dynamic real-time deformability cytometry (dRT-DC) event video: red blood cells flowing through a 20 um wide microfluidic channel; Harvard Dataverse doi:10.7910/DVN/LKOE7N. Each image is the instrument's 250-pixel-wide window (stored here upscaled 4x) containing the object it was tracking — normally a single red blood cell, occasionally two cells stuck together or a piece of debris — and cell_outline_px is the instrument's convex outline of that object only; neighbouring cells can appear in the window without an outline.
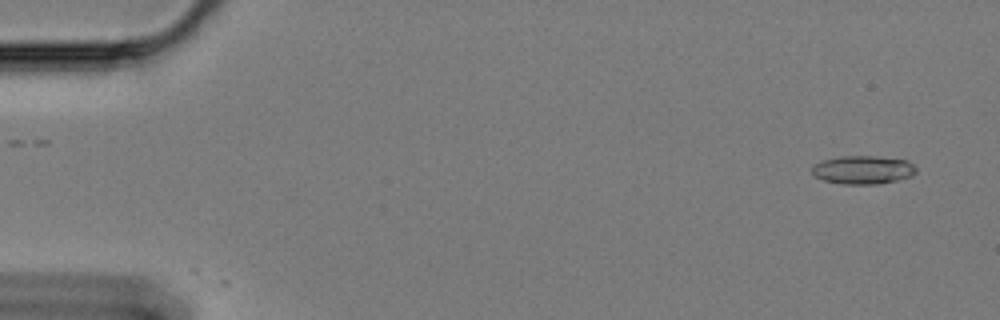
{"species": "Egyptian fruit bat (a non-hibernating species)", "species_latin": "Rousettus aegyptiacus", "temperature_condition": "cold", "stored_images_in_passage": 16, "camera_frame_rate_fps": 3000, "um_per_image_px": 0.085, "animal": {"sex": "female"}, "frame": {"image": 1, "passage_image": 3, "time_ms": 0.667, "image_size_px": [1000, 320], "cell_outline_px": [[916, 172], [912, 176], [880, 184], [844, 184], [824, 180], [816, 176], [812, 172], [812, 168], [816, 164], [824, 160], [840, 156], [876, 156], [908, 160], [916, 168]], "centroid_in_image_um": [73.39, 14.43], "position_along_channel_um": 11.6, "area_um2": 17.11}}
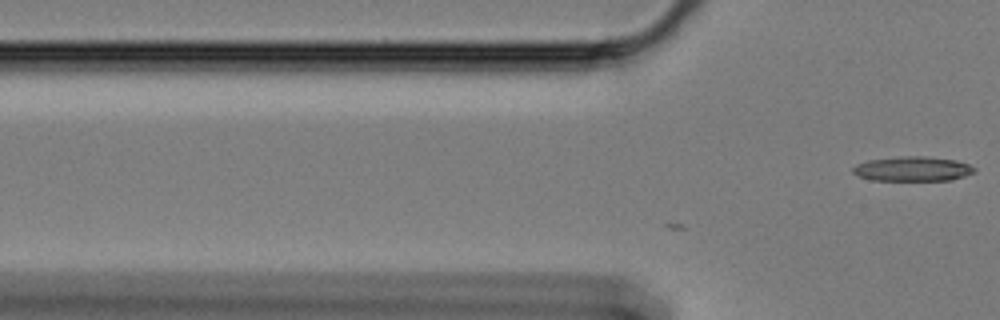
{"frame": {"image": 2, "passage_image": 16, "time_ms": 5.0, "image_size_px": [1000, 320], "cell_outline_px": [[976, 172], [952, 180], [872, 180], [860, 176], [852, 172], [852, 168], [856, 164], [868, 160], [908, 156], [924, 156], [956, 160], [968, 164], [976, 168]], "centroid_in_image_um": [77.6, 14.35], "position_along_channel_um": 48.2, "area_um2": 17.34}}